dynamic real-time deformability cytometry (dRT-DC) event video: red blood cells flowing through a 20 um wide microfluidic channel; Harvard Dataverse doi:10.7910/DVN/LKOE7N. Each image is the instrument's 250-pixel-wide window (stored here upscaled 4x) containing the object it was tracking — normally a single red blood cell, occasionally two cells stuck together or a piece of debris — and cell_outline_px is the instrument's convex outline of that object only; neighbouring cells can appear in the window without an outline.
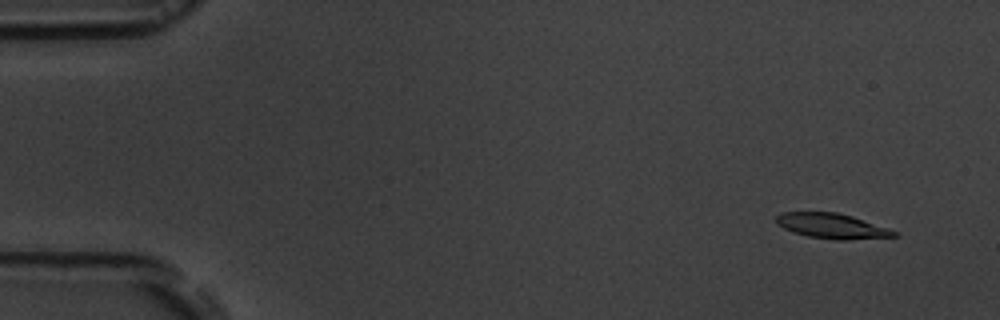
{"species": "common noctule bat (a hibernating species)", "species_latin": "Nyctalus noctula", "temperature_condition": "room temperature", "stored_images_in_passage": 8, "camera_frame_rate_fps": 3000, "um_per_image_px": 0.085, "animal": {"sex": "male", "body_mass_g": 19.5, "forearm_length_mm": 54.6}, "frame": {"image": 1, "passage_image": 1, "time_ms": 0.0, "image_size_px": [1000, 320], "cell_outline_px": [[900, 236], [848, 240], [836, 240], [808, 236], [792, 232], [776, 224], [776, 216], [784, 212], [836, 212], [852, 216], [888, 228], [896, 232]], "centroid_in_image_um": [70.72, 19.21], "position_along_channel_um": 14.3, "area_um2": 17.22}}
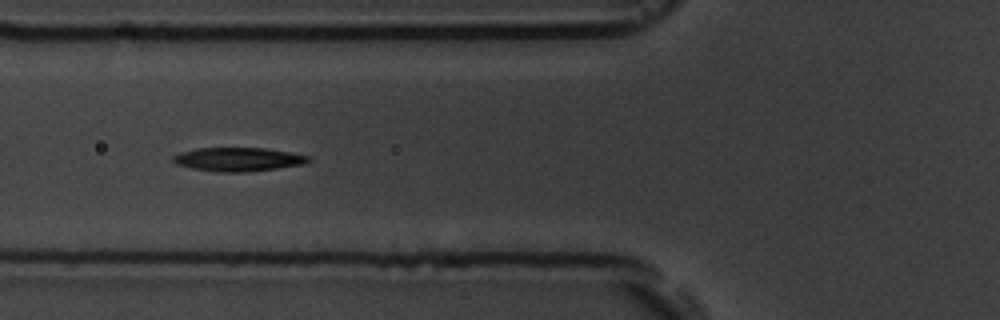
{"frame": {"image": 2, "passage_image": 6, "time_ms": 5.667, "image_size_px": [1000, 320], "cell_outline_px": [[312, 160], [304, 164], [276, 168], [244, 172], [220, 172], [192, 168], [176, 164], [172, 160], [172, 156], [180, 152], [196, 148], [264, 148], [312, 156]], "centroid_in_image_um": [20.25, 13.54], "position_along_channel_um": 105.6, "area_um2": 18.67}}
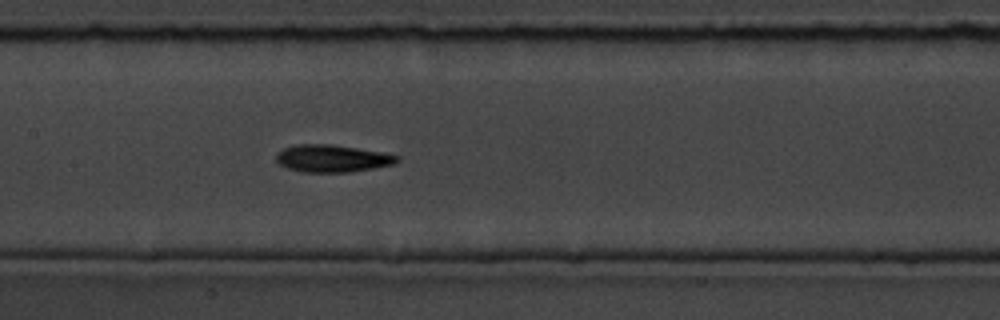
{"frame": {"image": 3, "passage_image": 8, "time_ms": 7.667, "image_size_px": [1000, 320], "cell_outline_px": [[400, 160], [392, 164], [372, 168], [348, 172], [300, 172], [288, 168], [280, 164], [276, 160], [276, 152], [284, 148], [296, 144], [332, 144], [380, 152], [400, 156]], "centroid_in_image_um": [28.19, 13.46], "position_along_channel_um": 179.2, "area_um2": 19.13}}